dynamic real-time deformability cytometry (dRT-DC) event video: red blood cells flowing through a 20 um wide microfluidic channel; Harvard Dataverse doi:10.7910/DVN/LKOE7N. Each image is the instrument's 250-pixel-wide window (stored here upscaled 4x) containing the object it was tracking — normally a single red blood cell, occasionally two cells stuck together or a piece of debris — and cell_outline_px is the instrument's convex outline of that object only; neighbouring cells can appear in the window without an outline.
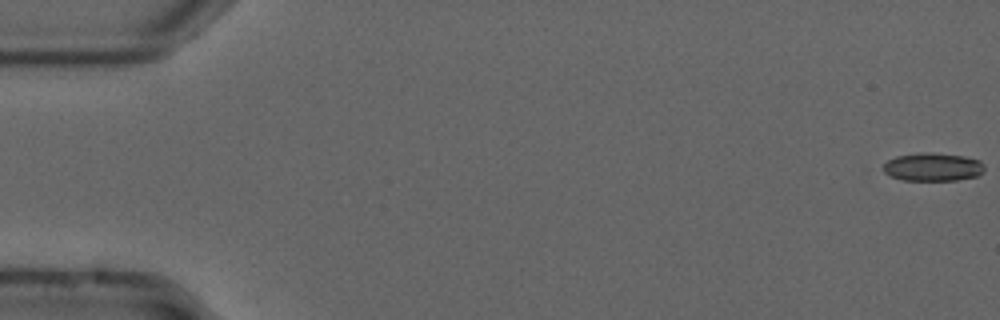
{"species": "common noctule bat (a hibernating species)", "species_latin": "Nyctalus noctula", "temperature_condition": "cold", "stored_images_in_passage": 41, "camera_frame_rate_fps": 3000, "um_per_image_px": 0.085, "animal": {"sex": "male", "forearm_length_mm": 52.5}, "frame": {"image": 1, "passage_image": 1, "time_ms": 0.0, "image_size_px": [1000, 320], "cell_outline_px": [[984, 172], [976, 176], [956, 180], [904, 180], [892, 176], [876, 168], [888, 160], [896, 156], [920, 152], [932, 152], [964, 156], [980, 160], [984, 164]], "centroid_in_image_um": [79.24, 14.18], "position_along_channel_um": 5.8, "area_um2": 16.94}}
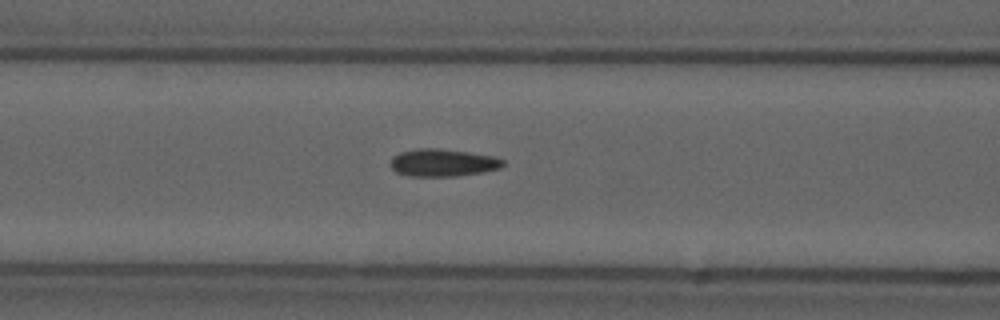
{"frame": {"image": 2, "passage_image": 23, "time_ms": 7.333, "image_size_px": [1000, 320], "cell_outline_px": [[504, 164], [500, 168], [484, 172], [456, 176], [408, 176], [396, 172], [392, 168], [392, 156], [400, 152], [416, 148], [436, 148], [468, 152], [496, 156], [504, 160]], "centroid_in_image_um": [37.66, 13.82], "position_along_channel_um": 128.9, "area_um2": 18.09}}
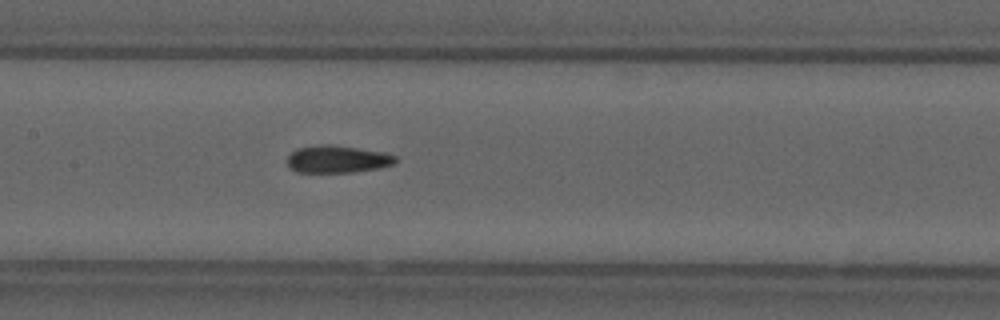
{"frame": {"image": 3, "passage_image": 27, "time_ms": 8.667, "image_size_px": [1000, 320], "cell_outline_px": [[396, 160], [392, 164], [380, 168], [352, 172], [300, 172], [292, 168], [288, 164], [288, 156], [296, 148], [320, 144], [328, 144], [384, 152], [396, 156]], "centroid_in_image_um": [28.68, 13.52], "position_along_channel_um": 178.7, "area_um2": 17.05}}